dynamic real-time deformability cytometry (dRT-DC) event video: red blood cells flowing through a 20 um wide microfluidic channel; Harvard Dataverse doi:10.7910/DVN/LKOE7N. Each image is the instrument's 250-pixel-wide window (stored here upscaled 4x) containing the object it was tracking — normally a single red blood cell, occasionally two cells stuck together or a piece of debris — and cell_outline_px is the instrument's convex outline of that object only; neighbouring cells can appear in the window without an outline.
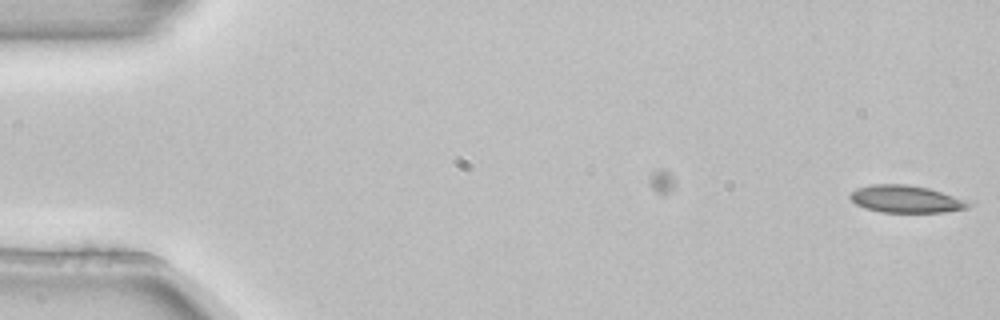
{"species": "common noctule bat (a hibernating species)", "species_latin": "Nyctalus noctula", "temperature_condition": "room temperature", "stored_images_in_passage": 3, "camera_frame_rate_fps": 3000, "um_per_image_px": 0.085, "animal": {"sex": "female", "body_mass_g": 22.7, "forearm_length_mm": 54.2}, "frame": {"image": 1, "passage_image": 3, "time_ms": 0.667, "image_size_px": [1000, 320], "cell_outline_px": [[972, 204], [968, 208], [944, 212], [880, 212], [864, 208], [856, 204], [848, 196], [856, 188], [872, 184], [904, 184], [928, 188], [964, 200]], "centroid_in_image_um": [76.94, 16.92], "position_along_channel_um": 8.1, "area_um2": 18.61}}